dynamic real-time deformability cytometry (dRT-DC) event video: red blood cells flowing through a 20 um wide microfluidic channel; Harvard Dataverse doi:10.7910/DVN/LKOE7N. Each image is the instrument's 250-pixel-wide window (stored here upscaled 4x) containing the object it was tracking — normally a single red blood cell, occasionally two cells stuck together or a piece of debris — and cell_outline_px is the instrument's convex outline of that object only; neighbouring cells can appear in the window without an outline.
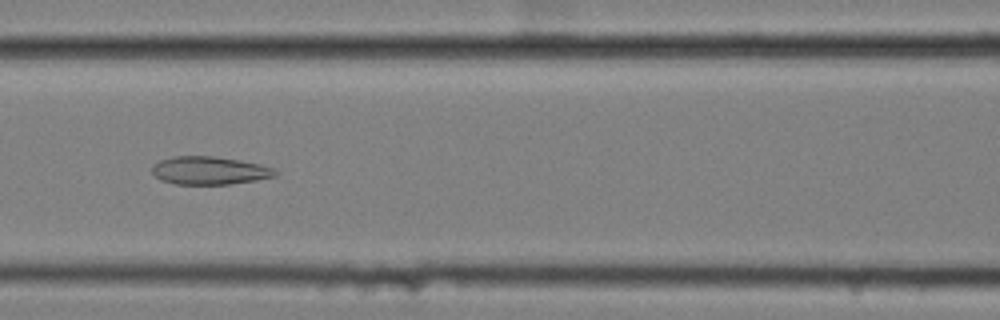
{"species": "common noctule bat (a hibernating species)", "species_latin": "Nyctalus noctula", "temperature_condition": "cold", "stored_images_in_passage": 58, "camera_frame_rate_fps": 3000, "um_per_image_px": 0.085, "animal": {"sex": "female", "body_mass_g": 25.1}, "frame": {"image": 1, "passage_image": 25, "time_ms": 8.0, "image_size_px": [1000, 320], "cell_outline_px": [[280, 172], [276, 176], [256, 180], [228, 184], [176, 184], [160, 180], [152, 172], [152, 164], [160, 160], [172, 156], [212, 156], [240, 160], [272, 168]], "centroid_in_image_um": [17.77, 14.49], "position_along_channel_um": 148.8, "area_um2": 20.06}}
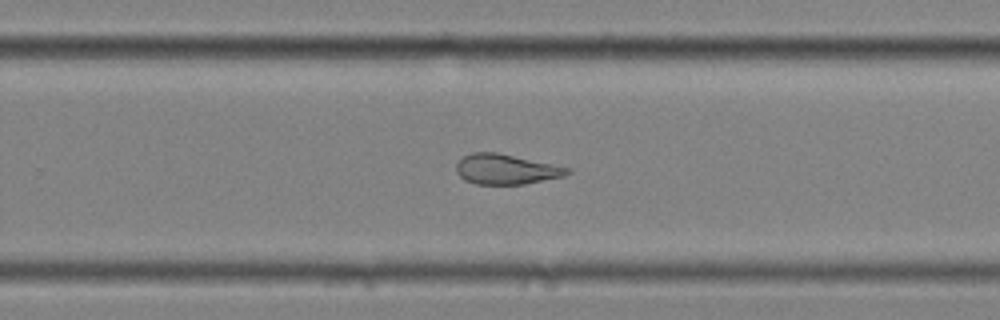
{"frame": {"image": 2, "passage_image": 37, "time_ms": 12.0, "image_size_px": [1000, 320], "cell_outline_px": [[572, 172], [564, 176], [524, 184], [476, 184], [464, 180], [456, 172], [456, 164], [464, 156], [472, 152], [496, 152], [572, 168]], "centroid_in_image_um": [43.02, 14.39], "position_along_channel_um": 286.8, "area_um2": 19.48}}
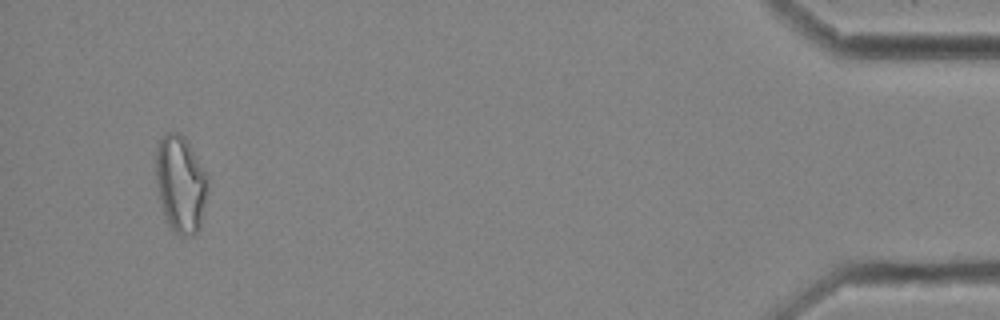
{"frame": {"image": 3, "passage_image": 55, "time_ms": 18.0, "image_size_px": [1000, 320], "cell_outline_px": [[208, 192], [200, 228], [192, 236], [180, 236], [164, 220], [160, 204], [156, 184], [156, 148], [164, 132], [176, 132], [184, 136], [208, 172]], "centroid_in_image_um": [15.36, 15.64], "position_along_channel_um": 419.8, "area_um2": 30.11}, "authors_computed_cell_mechanics": {"area_um2": 25.143, "velocity_mm_per_s": 3.4559, "shape_relaxation_time_tau1_ms": null, "shape_relaxation_time_tau2_ms": 2.6124, "deformation_change_tau1": null, "deformation_change_tau2": 0.1122}}